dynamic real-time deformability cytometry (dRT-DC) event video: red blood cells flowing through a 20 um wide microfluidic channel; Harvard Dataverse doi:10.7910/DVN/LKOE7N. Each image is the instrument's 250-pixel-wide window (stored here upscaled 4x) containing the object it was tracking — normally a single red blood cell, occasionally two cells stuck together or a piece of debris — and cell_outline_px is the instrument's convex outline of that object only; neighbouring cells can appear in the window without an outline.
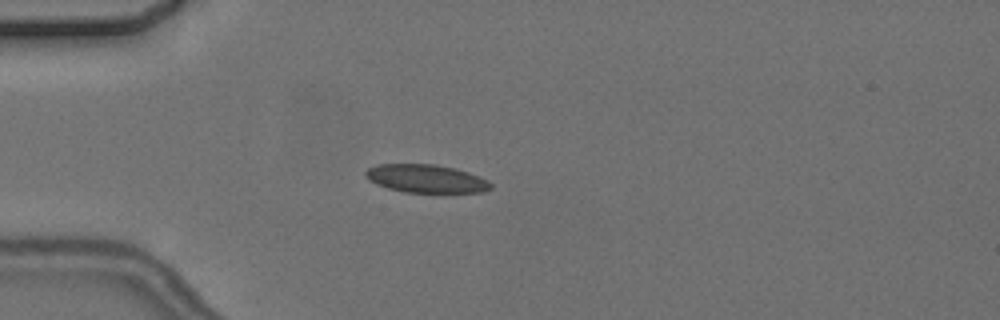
{"species": "common noctule bat (a hibernating species)", "species_latin": "Nyctalus noctula", "temperature_condition": "cold", "stored_images_in_passage": 4, "camera_frame_rate_fps": 3000, "um_per_image_px": 0.085, "animal": {"sex": "female", "body_mass_g": 24.6, "forearm_length_mm": 56.2}, "frame": {"image": 1, "passage_image": 4, "time_ms": 3.333, "image_size_px": [1000, 320], "cell_outline_px": [[492, 188], [484, 192], [404, 192], [388, 188], [376, 184], [368, 180], [364, 176], [364, 172], [368, 168], [376, 164], [436, 164], [456, 168], [480, 176], [488, 180], [492, 184]], "centroid_in_image_um": [36.21, 15.17], "position_along_channel_um": 48.8, "area_um2": 20.75}}